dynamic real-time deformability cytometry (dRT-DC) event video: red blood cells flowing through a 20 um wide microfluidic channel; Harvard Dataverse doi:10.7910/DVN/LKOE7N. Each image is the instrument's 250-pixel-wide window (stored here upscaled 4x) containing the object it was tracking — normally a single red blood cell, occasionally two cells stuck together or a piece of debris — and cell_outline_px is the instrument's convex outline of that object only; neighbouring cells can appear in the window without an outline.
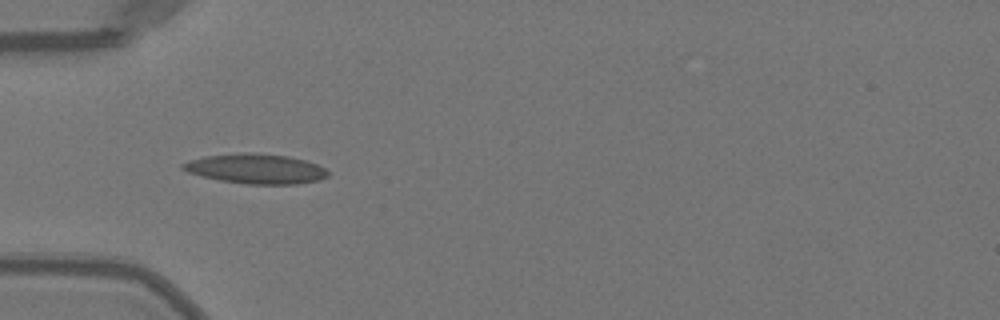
{"species": "Egyptian fruit bat (a non-hibernating species)", "species_latin": "Rousettus aegyptiacus", "temperature_condition": "warm", "stored_images_in_passage": 35, "camera_frame_rate_fps": 3000, "um_per_image_px": 0.085, "animal": {"sex": "female"}, "frame": {"image": 1, "passage_image": 1, "time_ms": 0.0, "image_size_px": [1000, 320], "cell_outline_px": [[328, 176], [320, 180], [296, 184], [248, 184], [220, 180], [200, 176], [188, 172], [180, 168], [180, 164], [188, 160], [204, 156], [240, 152], [252, 152], [288, 156], [304, 160], [316, 164], [324, 168], [328, 172]], "centroid_in_image_um": [21.7, 14.33], "position_along_channel_um": 63.3, "area_um2": 25.37}}
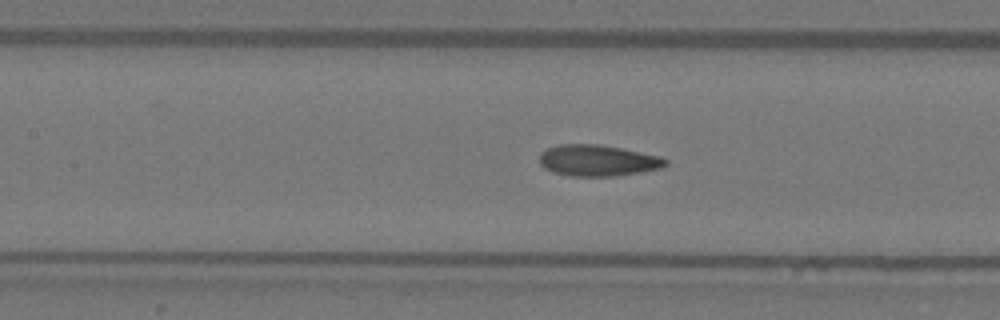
{"frame": {"image": 2, "passage_image": 8, "time_ms": 2.333, "image_size_px": [1000, 320], "cell_outline_px": [[668, 164], [660, 168], [640, 172], [616, 176], [568, 176], [552, 172], [544, 168], [540, 164], [540, 152], [544, 148], [556, 144], [600, 144], [660, 156], [668, 160]], "centroid_in_image_um": [50.76, 13.64], "position_along_channel_um": 156.6, "area_um2": 23.18}}
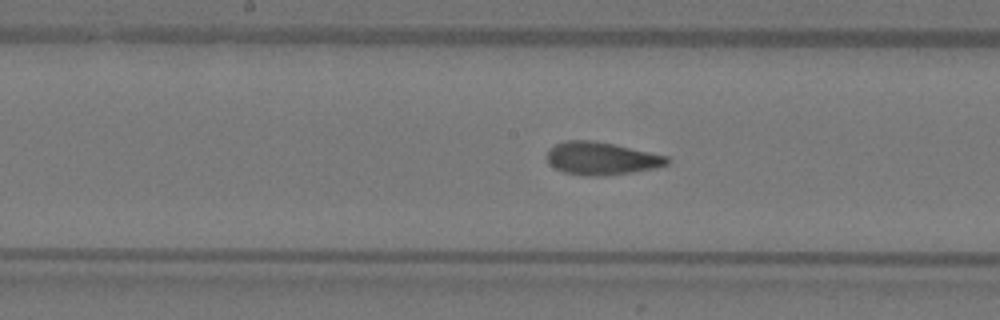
{"frame": {"image": 3, "passage_image": 11, "time_ms": 3.333, "image_size_px": [1000, 320], "cell_outline_px": [[668, 164], [656, 168], [632, 172], [600, 176], [584, 176], [564, 172], [556, 168], [548, 160], [548, 148], [556, 144], [568, 140], [592, 140], [612, 144], [668, 156]], "centroid_in_image_um": [51.12, 13.47], "position_along_channel_um": 197.1, "area_um2": 22.66}, "authors_computed_cell_mechanics": {"area_um2": 22.542, "velocity_mm_per_s": 4.0476, "shape_relaxation_time_tau1_ms": 6.6811, "shape_relaxation_time_tau2_ms": 1.3516, "deformation_change_tau1": 0.2183, "deformation_change_tau2": 0.0893}}